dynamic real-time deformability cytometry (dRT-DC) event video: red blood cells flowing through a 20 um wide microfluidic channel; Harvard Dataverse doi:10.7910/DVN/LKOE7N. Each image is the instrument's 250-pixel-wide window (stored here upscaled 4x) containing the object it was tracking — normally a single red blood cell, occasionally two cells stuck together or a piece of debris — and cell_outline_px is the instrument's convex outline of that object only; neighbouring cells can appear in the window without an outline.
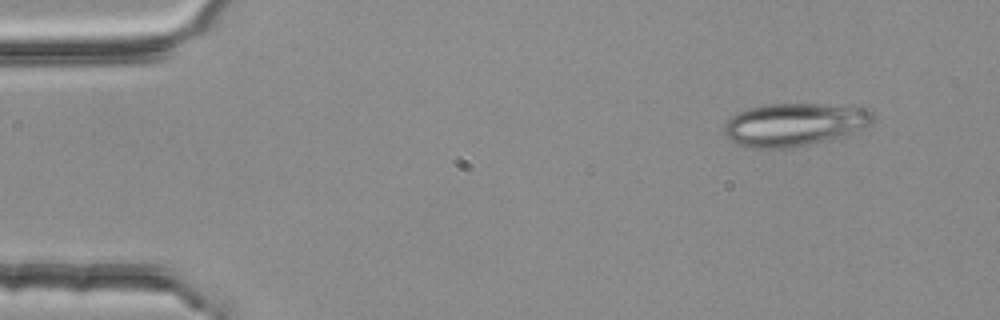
{"species": "common noctule bat (a hibernating species)", "species_latin": "Nyctalus noctula", "temperature_condition": "room temperature", "stored_images_in_passage": 5, "camera_frame_rate_fps": 3000, "um_per_image_px": 0.085, "animal": {"sex": "female", "body_mass_g": 25.1}, "frame": {"image": 1, "passage_image": 1, "time_ms": 0.0, "image_size_px": [1000, 320], "cell_outline_px": [[876, 116], [872, 124], [864, 128], [840, 136], [808, 144], [788, 148], [748, 148], [736, 144], [724, 132], [724, 124], [732, 116], [740, 112], [752, 108], [768, 104], [816, 104], [864, 108], [872, 112]], "centroid_in_image_um": [67.52, 10.59], "position_along_channel_um": 17.5, "area_um2": 36.7}}